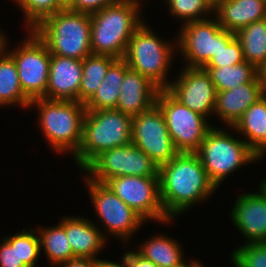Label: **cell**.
<instances>
[{
    "label": "cell",
    "mask_w": 266,
    "mask_h": 267,
    "mask_svg": "<svg viewBox=\"0 0 266 267\" xmlns=\"http://www.w3.org/2000/svg\"><path fill=\"white\" fill-rule=\"evenodd\" d=\"M83 60L51 54L46 94L49 100L79 101Z\"/></svg>",
    "instance_id": "cell-17"
},
{
    "label": "cell",
    "mask_w": 266,
    "mask_h": 267,
    "mask_svg": "<svg viewBox=\"0 0 266 267\" xmlns=\"http://www.w3.org/2000/svg\"><path fill=\"white\" fill-rule=\"evenodd\" d=\"M230 258L235 267H266V242L245 243Z\"/></svg>",
    "instance_id": "cell-32"
},
{
    "label": "cell",
    "mask_w": 266,
    "mask_h": 267,
    "mask_svg": "<svg viewBox=\"0 0 266 267\" xmlns=\"http://www.w3.org/2000/svg\"><path fill=\"white\" fill-rule=\"evenodd\" d=\"M219 25L236 33L250 23L266 19L265 0H225L214 8Z\"/></svg>",
    "instance_id": "cell-21"
},
{
    "label": "cell",
    "mask_w": 266,
    "mask_h": 267,
    "mask_svg": "<svg viewBox=\"0 0 266 267\" xmlns=\"http://www.w3.org/2000/svg\"><path fill=\"white\" fill-rule=\"evenodd\" d=\"M85 184L90 193L91 202L103 224L104 230L112 236L128 242L145 221L125 202H123L106 184L94 182L86 176ZM143 222V223H142Z\"/></svg>",
    "instance_id": "cell-12"
},
{
    "label": "cell",
    "mask_w": 266,
    "mask_h": 267,
    "mask_svg": "<svg viewBox=\"0 0 266 267\" xmlns=\"http://www.w3.org/2000/svg\"><path fill=\"white\" fill-rule=\"evenodd\" d=\"M17 233V254L27 267H35L40 253V240L36 229Z\"/></svg>",
    "instance_id": "cell-33"
},
{
    "label": "cell",
    "mask_w": 266,
    "mask_h": 267,
    "mask_svg": "<svg viewBox=\"0 0 266 267\" xmlns=\"http://www.w3.org/2000/svg\"><path fill=\"white\" fill-rule=\"evenodd\" d=\"M0 244V267H27L17 254V233L4 237Z\"/></svg>",
    "instance_id": "cell-35"
},
{
    "label": "cell",
    "mask_w": 266,
    "mask_h": 267,
    "mask_svg": "<svg viewBox=\"0 0 266 267\" xmlns=\"http://www.w3.org/2000/svg\"><path fill=\"white\" fill-rule=\"evenodd\" d=\"M6 39L7 38L3 36V32L0 31V53L4 50Z\"/></svg>",
    "instance_id": "cell-41"
},
{
    "label": "cell",
    "mask_w": 266,
    "mask_h": 267,
    "mask_svg": "<svg viewBox=\"0 0 266 267\" xmlns=\"http://www.w3.org/2000/svg\"><path fill=\"white\" fill-rule=\"evenodd\" d=\"M122 1H134V2H137V3H141V2H139L140 0H122Z\"/></svg>",
    "instance_id": "cell-46"
},
{
    "label": "cell",
    "mask_w": 266,
    "mask_h": 267,
    "mask_svg": "<svg viewBox=\"0 0 266 267\" xmlns=\"http://www.w3.org/2000/svg\"><path fill=\"white\" fill-rule=\"evenodd\" d=\"M117 1L118 0H70L66 4V8L72 11L92 14Z\"/></svg>",
    "instance_id": "cell-36"
},
{
    "label": "cell",
    "mask_w": 266,
    "mask_h": 267,
    "mask_svg": "<svg viewBox=\"0 0 266 267\" xmlns=\"http://www.w3.org/2000/svg\"><path fill=\"white\" fill-rule=\"evenodd\" d=\"M159 90L148 78L129 68L125 72L115 109L130 117L137 116L156 104Z\"/></svg>",
    "instance_id": "cell-18"
},
{
    "label": "cell",
    "mask_w": 266,
    "mask_h": 267,
    "mask_svg": "<svg viewBox=\"0 0 266 267\" xmlns=\"http://www.w3.org/2000/svg\"><path fill=\"white\" fill-rule=\"evenodd\" d=\"M191 267H204L203 264H201V262H198V261H194L192 260L191 261Z\"/></svg>",
    "instance_id": "cell-43"
},
{
    "label": "cell",
    "mask_w": 266,
    "mask_h": 267,
    "mask_svg": "<svg viewBox=\"0 0 266 267\" xmlns=\"http://www.w3.org/2000/svg\"><path fill=\"white\" fill-rule=\"evenodd\" d=\"M31 100L23 93L16 63L3 50L0 53V106H15L28 108Z\"/></svg>",
    "instance_id": "cell-25"
},
{
    "label": "cell",
    "mask_w": 266,
    "mask_h": 267,
    "mask_svg": "<svg viewBox=\"0 0 266 267\" xmlns=\"http://www.w3.org/2000/svg\"><path fill=\"white\" fill-rule=\"evenodd\" d=\"M156 104L163 112L166 126L179 153H196L213 127L207 118L178 101L167 89H160Z\"/></svg>",
    "instance_id": "cell-8"
},
{
    "label": "cell",
    "mask_w": 266,
    "mask_h": 267,
    "mask_svg": "<svg viewBox=\"0 0 266 267\" xmlns=\"http://www.w3.org/2000/svg\"><path fill=\"white\" fill-rule=\"evenodd\" d=\"M265 92L258 80L243 83L232 90L217 92L214 113L228 126L233 127L245 111Z\"/></svg>",
    "instance_id": "cell-19"
},
{
    "label": "cell",
    "mask_w": 266,
    "mask_h": 267,
    "mask_svg": "<svg viewBox=\"0 0 266 267\" xmlns=\"http://www.w3.org/2000/svg\"><path fill=\"white\" fill-rule=\"evenodd\" d=\"M116 58L101 55L90 54L83 59V73L79 89V102L85 104L98 89L106 76L109 66Z\"/></svg>",
    "instance_id": "cell-28"
},
{
    "label": "cell",
    "mask_w": 266,
    "mask_h": 267,
    "mask_svg": "<svg viewBox=\"0 0 266 267\" xmlns=\"http://www.w3.org/2000/svg\"><path fill=\"white\" fill-rule=\"evenodd\" d=\"M24 12L28 31L34 29L48 16L66 8L61 0H15Z\"/></svg>",
    "instance_id": "cell-30"
},
{
    "label": "cell",
    "mask_w": 266,
    "mask_h": 267,
    "mask_svg": "<svg viewBox=\"0 0 266 267\" xmlns=\"http://www.w3.org/2000/svg\"><path fill=\"white\" fill-rule=\"evenodd\" d=\"M209 3H210V5L213 7V8H215L220 2H223V1H225V0H207Z\"/></svg>",
    "instance_id": "cell-42"
},
{
    "label": "cell",
    "mask_w": 266,
    "mask_h": 267,
    "mask_svg": "<svg viewBox=\"0 0 266 267\" xmlns=\"http://www.w3.org/2000/svg\"><path fill=\"white\" fill-rule=\"evenodd\" d=\"M105 184L145 222L150 219L167 224L172 220L161 204L159 177L119 176Z\"/></svg>",
    "instance_id": "cell-14"
},
{
    "label": "cell",
    "mask_w": 266,
    "mask_h": 267,
    "mask_svg": "<svg viewBox=\"0 0 266 267\" xmlns=\"http://www.w3.org/2000/svg\"><path fill=\"white\" fill-rule=\"evenodd\" d=\"M100 267H128V263L124 257L122 258L121 263L100 259Z\"/></svg>",
    "instance_id": "cell-40"
},
{
    "label": "cell",
    "mask_w": 266,
    "mask_h": 267,
    "mask_svg": "<svg viewBox=\"0 0 266 267\" xmlns=\"http://www.w3.org/2000/svg\"><path fill=\"white\" fill-rule=\"evenodd\" d=\"M159 187L162 207L170 219L208 199L217 189L196 153H178L160 166Z\"/></svg>",
    "instance_id": "cell-1"
},
{
    "label": "cell",
    "mask_w": 266,
    "mask_h": 267,
    "mask_svg": "<svg viewBox=\"0 0 266 267\" xmlns=\"http://www.w3.org/2000/svg\"><path fill=\"white\" fill-rule=\"evenodd\" d=\"M228 133L225 129L212 127L196 152L209 179L217 188L230 173L243 165L261 160L244 140Z\"/></svg>",
    "instance_id": "cell-6"
},
{
    "label": "cell",
    "mask_w": 266,
    "mask_h": 267,
    "mask_svg": "<svg viewBox=\"0 0 266 267\" xmlns=\"http://www.w3.org/2000/svg\"><path fill=\"white\" fill-rule=\"evenodd\" d=\"M83 171L102 184L119 176L159 177L157 164L133 143L103 151Z\"/></svg>",
    "instance_id": "cell-10"
},
{
    "label": "cell",
    "mask_w": 266,
    "mask_h": 267,
    "mask_svg": "<svg viewBox=\"0 0 266 267\" xmlns=\"http://www.w3.org/2000/svg\"><path fill=\"white\" fill-rule=\"evenodd\" d=\"M59 223L66 230L67 239L75 257L96 259L95 255L105 247L107 240L104 235L106 234L103 230H98V226L90 219L80 216L63 217Z\"/></svg>",
    "instance_id": "cell-20"
},
{
    "label": "cell",
    "mask_w": 266,
    "mask_h": 267,
    "mask_svg": "<svg viewBox=\"0 0 266 267\" xmlns=\"http://www.w3.org/2000/svg\"><path fill=\"white\" fill-rule=\"evenodd\" d=\"M261 184L266 188V180L261 181Z\"/></svg>",
    "instance_id": "cell-44"
},
{
    "label": "cell",
    "mask_w": 266,
    "mask_h": 267,
    "mask_svg": "<svg viewBox=\"0 0 266 267\" xmlns=\"http://www.w3.org/2000/svg\"><path fill=\"white\" fill-rule=\"evenodd\" d=\"M38 231L40 251L44 250L48 261L53 265L76 258L68 242L66 230L60 223L56 227L41 226Z\"/></svg>",
    "instance_id": "cell-29"
},
{
    "label": "cell",
    "mask_w": 266,
    "mask_h": 267,
    "mask_svg": "<svg viewBox=\"0 0 266 267\" xmlns=\"http://www.w3.org/2000/svg\"><path fill=\"white\" fill-rule=\"evenodd\" d=\"M179 31L176 43L188 68H203L222 44H229L236 37L234 32L223 29L217 18L209 17L185 23Z\"/></svg>",
    "instance_id": "cell-9"
},
{
    "label": "cell",
    "mask_w": 266,
    "mask_h": 267,
    "mask_svg": "<svg viewBox=\"0 0 266 267\" xmlns=\"http://www.w3.org/2000/svg\"><path fill=\"white\" fill-rule=\"evenodd\" d=\"M7 41L6 39L4 50L16 63L23 93L30 100L42 98L46 94L49 79V49L32 30H29V37L21 42L22 45L12 51L6 48Z\"/></svg>",
    "instance_id": "cell-11"
},
{
    "label": "cell",
    "mask_w": 266,
    "mask_h": 267,
    "mask_svg": "<svg viewBox=\"0 0 266 267\" xmlns=\"http://www.w3.org/2000/svg\"><path fill=\"white\" fill-rule=\"evenodd\" d=\"M65 5L70 1V0H61Z\"/></svg>",
    "instance_id": "cell-47"
},
{
    "label": "cell",
    "mask_w": 266,
    "mask_h": 267,
    "mask_svg": "<svg viewBox=\"0 0 266 267\" xmlns=\"http://www.w3.org/2000/svg\"><path fill=\"white\" fill-rule=\"evenodd\" d=\"M217 92L232 90L243 83L254 82L257 79V68L247 61L233 66L203 67Z\"/></svg>",
    "instance_id": "cell-27"
},
{
    "label": "cell",
    "mask_w": 266,
    "mask_h": 267,
    "mask_svg": "<svg viewBox=\"0 0 266 267\" xmlns=\"http://www.w3.org/2000/svg\"><path fill=\"white\" fill-rule=\"evenodd\" d=\"M231 129L243 134L247 145L262 158L266 154V94L252 104Z\"/></svg>",
    "instance_id": "cell-22"
},
{
    "label": "cell",
    "mask_w": 266,
    "mask_h": 267,
    "mask_svg": "<svg viewBox=\"0 0 266 267\" xmlns=\"http://www.w3.org/2000/svg\"><path fill=\"white\" fill-rule=\"evenodd\" d=\"M167 3L170 14L184 20L183 24L207 19L205 16L214 13V8L207 0H167Z\"/></svg>",
    "instance_id": "cell-31"
},
{
    "label": "cell",
    "mask_w": 266,
    "mask_h": 267,
    "mask_svg": "<svg viewBox=\"0 0 266 267\" xmlns=\"http://www.w3.org/2000/svg\"><path fill=\"white\" fill-rule=\"evenodd\" d=\"M180 73L167 90L192 111L206 118L214 114L217 91L207 71L185 67Z\"/></svg>",
    "instance_id": "cell-15"
},
{
    "label": "cell",
    "mask_w": 266,
    "mask_h": 267,
    "mask_svg": "<svg viewBox=\"0 0 266 267\" xmlns=\"http://www.w3.org/2000/svg\"><path fill=\"white\" fill-rule=\"evenodd\" d=\"M179 245V242L168 235L158 234L142 243L137 252L158 267H183L187 263L183 260L182 246Z\"/></svg>",
    "instance_id": "cell-24"
},
{
    "label": "cell",
    "mask_w": 266,
    "mask_h": 267,
    "mask_svg": "<svg viewBox=\"0 0 266 267\" xmlns=\"http://www.w3.org/2000/svg\"><path fill=\"white\" fill-rule=\"evenodd\" d=\"M141 6L134 1L118 0L90 14L92 53L124 58L129 40L143 23Z\"/></svg>",
    "instance_id": "cell-2"
},
{
    "label": "cell",
    "mask_w": 266,
    "mask_h": 267,
    "mask_svg": "<svg viewBox=\"0 0 266 267\" xmlns=\"http://www.w3.org/2000/svg\"><path fill=\"white\" fill-rule=\"evenodd\" d=\"M123 257L127 260L128 267H158L155 263L140 255L136 250L124 253Z\"/></svg>",
    "instance_id": "cell-37"
},
{
    "label": "cell",
    "mask_w": 266,
    "mask_h": 267,
    "mask_svg": "<svg viewBox=\"0 0 266 267\" xmlns=\"http://www.w3.org/2000/svg\"><path fill=\"white\" fill-rule=\"evenodd\" d=\"M183 267H191V261L185 264Z\"/></svg>",
    "instance_id": "cell-45"
},
{
    "label": "cell",
    "mask_w": 266,
    "mask_h": 267,
    "mask_svg": "<svg viewBox=\"0 0 266 267\" xmlns=\"http://www.w3.org/2000/svg\"><path fill=\"white\" fill-rule=\"evenodd\" d=\"M244 61L241 43L235 37L229 44H222L218 53L204 67L233 66Z\"/></svg>",
    "instance_id": "cell-34"
},
{
    "label": "cell",
    "mask_w": 266,
    "mask_h": 267,
    "mask_svg": "<svg viewBox=\"0 0 266 267\" xmlns=\"http://www.w3.org/2000/svg\"><path fill=\"white\" fill-rule=\"evenodd\" d=\"M57 267H100V259L76 257L57 264Z\"/></svg>",
    "instance_id": "cell-38"
},
{
    "label": "cell",
    "mask_w": 266,
    "mask_h": 267,
    "mask_svg": "<svg viewBox=\"0 0 266 267\" xmlns=\"http://www.w3.org/2000/svg\"><path fill=\"white\" fill-rule=\"evenodd\" d=\"M128 69L123 58L116 59L109 66L106 76L94 95L84 104L86 111L116 108L120 88Z\"/></svg>",
    "instance_id": "cell-23"
},
{
    "label": "cell",
    "mask_w": 266,
    "mask_h": 267,
    "mask_svg": "<svg viewBox=\"0 0 266 267\" xmlns=\"http://www.w3.org/2000/svg\"><path fill=\"white\" fill-rule=\"evenodd\" d=\"M39 110L41 132L57 153L75 154L82 141L83 120L86 108L79 101L36 98L31 107ZM43 130V131H42Z\"/></svg>",
    "instance_id": "cell-5"
},
{
    "label": "cell",
    "mask_w": 266,
    "mask_h": 267,
    "mask_svg": "<svg viewBox=\"0 0 266 267\" xmlns=\"http://www.w3.org/2000/svg\"><path fill=\"white\" fill-rule=\"evenodd\" d=\"M145 24L143 22L129 40L123 59L131 70L148 78L159 89H167L171 83L167 73L177 44L161 40Z\"/></svg>",
    "instance_id": "cell-7"
},
{
    "label": "cell",
    "mask_w": 266,
    "mask_h": 267,
    "mask_svg": "<svg viewBox=\"0 0 266 267\" xmlns=\"http://www.w3.org/2000/svg\"><path fill=\"white\" fill-rule=\"evenodd\" d=\"M32 31L51 54L77 60L92 54L88 13L64 8L41 21Z\"/></svg>",
    "instance_id": "cell-4"
},
{
    "label": "cell",
    "mask_w": 266,
    "mask_h": 267,
    "mask_svg": "<svg viewBox=\"0 0 266 267\" xmlns=\"http://www.w3.org/2000/svg\"><path fill=\"white\" fill-rule=\"evenodd\" d=\"M257 78L266 94V60L257 68Z\"/></svg>",
    "instance_id": "cell-39"
},
{
    "label": "cell",
    "mask_w": 266,
    "mask_h": 267,
    "mask_svg": "<svg viewBox=\"0 0 266 267\" xmlns=\"http://www.w3.org/2000/svg\"><path fill=\"white\" fill-rule=\"evenodd\" d=\"M235 35L241 43L245 61L258 68L266 60V19L250 23Z\"/></svg>",
    "instance_id": "cell-26"
},
{
    "label": "cell",
    "mask_w": 266,
    "mask_h": 267,
    "mask_svg": "<svg viewBox=\"0 0 266 267\" xmlns=\"http://www.w3.org/2000/svg\"><path fill=\"white\" fill-rule=\"evenodd\" d=\"M132 117L118 109L86 111L82 141L72 156L84 170L99 154L108 149L131 143Z\"/></svg>",
    "instance_id": "cell-3"
},
{
    "label": "cell",
    "mask_w": 266,
    "mask_h": 267,
    "mask_svg": "<svg viewBox=\"0 0 266 267\" xmlns=\"http://www.w3.org/2000/svg\"><path fill=\"white\" fill-rule=\"evenodd\" d=\"M258 193L237 196L231 218L250 243L266 242V188L260 183Z\"/></svg>",
    "instance_id": "cell-16"
},
{
    "label": "cell",
    "mask_w": 266,
    "mask_h": 267,
    "mask_svg": "<svg viewBox=\"0 0 266 267\" xmlns=\"http://www.w3.org/2000/svg\"><path fill=\"white\" fill-rule=\"evenodd\" d=\"M131 143L146 153L158 167L170 162L179 152L157 104L132 117Z\"/></svg>",
    "instance_id": "cell-13"
}]
</instances>
